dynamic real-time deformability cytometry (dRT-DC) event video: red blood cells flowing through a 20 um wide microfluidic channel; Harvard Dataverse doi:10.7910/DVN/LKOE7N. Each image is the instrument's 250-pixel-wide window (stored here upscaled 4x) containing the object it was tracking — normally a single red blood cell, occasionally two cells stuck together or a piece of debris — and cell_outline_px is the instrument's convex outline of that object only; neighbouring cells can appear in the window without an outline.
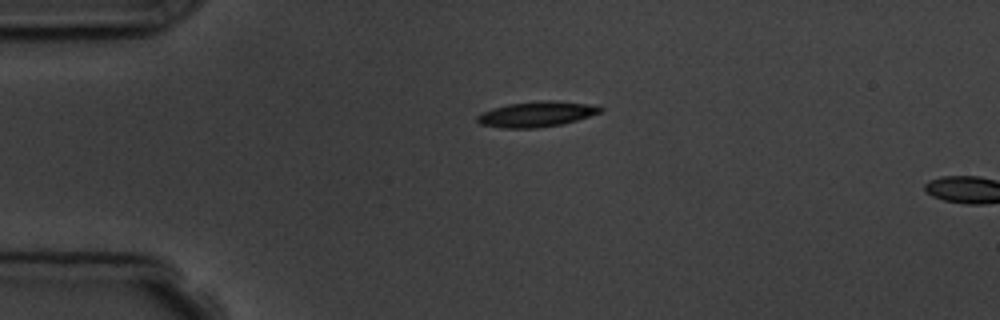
{"species": "common noctule bat (a hibernating species)", "species_latin": "Nyctalus noctula", "temperature_condition": "room temperature", "stored_images_in_passage": 2, "camera_frame_rate_fps": 3000, "um_per_image_px": 0.085, "animal": {"sex": "male", "body_mass_g": 19.5, "forearm_length_mm": 54.6}, "frame": {"image": 1, "passage_image": 1, "time_ms": 0.0, "image_size_px": [1000, 320], "cell_outline_px": [[604, 108], [600, 112], [576, 120], [560, 124], [536, 128], [504, 128], [480, 124], [476, 120], [476, 116], [492, 108], [508, 104], [540, 100], [552, 100], [588, 104]], "centroid_in_image_um": [45.56, 9.7], "position_along_channel_um": 39.4, "area_um2": 17.98}}